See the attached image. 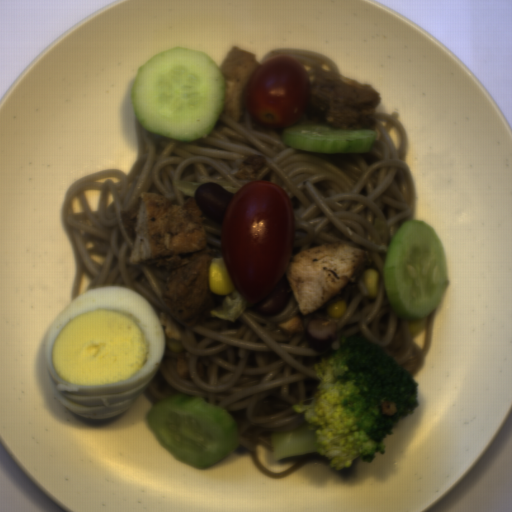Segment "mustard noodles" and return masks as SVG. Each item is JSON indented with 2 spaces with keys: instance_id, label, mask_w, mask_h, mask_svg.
I'll return each mask as SVG.
<instances>
[{
  "instance_id": "mustard-noodles-1",
  "label": "mustard noodles",
  "mask_w": 512,
  "mask_h": 512,
  "mask_svg": "<svg viewBox=\"0 0 512 512\" xmlns=\"http://www.w3.org/2000/svg\"><path fill=\"white\" fill-rule=\"evenodd\" d=\"M137 159L126 174L108 169L83 176L66 190L61 223L75 254L72 301L81 294L85 270L95 286H125L164 312L168 273L131 260L133 242L119 215L143 193L182 203L188 196L175 181L217 183L233 196L253 180H267L287 197L292 218L291 256L312 247L345 242L366 248L378 273L377 295L364 279L334 318L337 335L324 348L281 328L295 317L298 301L277 314L246 311L236 319L211 317L182 329L183 350L165 346L161 365L144 391L155 404L185 394L226 408L236 421L240 446L232 454L253 456L269 479L286 478L306 464H330L323 454L280 459L292 464L275 472L264 466L258 446L272 451L273 435L307 425L294 406L320 387L315 365L349 337L382 347L413 378L427 360L436 311L426 316L422 347L412 342L414 320L401 319L387 295L385 262L402 224L415 221L417 186L407 162L409 139L400 113H378L369 152H312L284 143V130L265 128L249 114L235 121L221 112L214 128L189 142L148 131L134 120ZM87 289V290H88Z\"/></svg>"
},
{
  "instance_id": "mustard-noodles-2",
  "label": "mustard noodles",
  "mask_w": 512,
  "mask_h": 512,
  "mask_svg": "<svg viewBox=\"0 0 512 512\" xmlns=\"http://www.w3.org/2000/svg\"><path fill=\"white\" fill-rule=\"evenodd\" d=\"M276 56H290L297 59L305 69L312 84L319 72H337L341 74L332 57L304 48L271 49L260 61L263 63Z\"/></svg>"
},
{
  "instance_id": "mustard-noodles-3",
  "label": "mustard noodles",
  "mask_w": 512,
  "mask_h": 512,
  "mask_svg": "<svg viewBox=\"0 0 512 512\" xmlns=\"http://www.w3.org/2000/svg\"><path fill=\"white\" fill-rule=\"evenodd\" d=\"M221 228L222 225L214 219H207L203 226L206 245L222 255L220 242Z\"/></svg>"
}]
</instances>
